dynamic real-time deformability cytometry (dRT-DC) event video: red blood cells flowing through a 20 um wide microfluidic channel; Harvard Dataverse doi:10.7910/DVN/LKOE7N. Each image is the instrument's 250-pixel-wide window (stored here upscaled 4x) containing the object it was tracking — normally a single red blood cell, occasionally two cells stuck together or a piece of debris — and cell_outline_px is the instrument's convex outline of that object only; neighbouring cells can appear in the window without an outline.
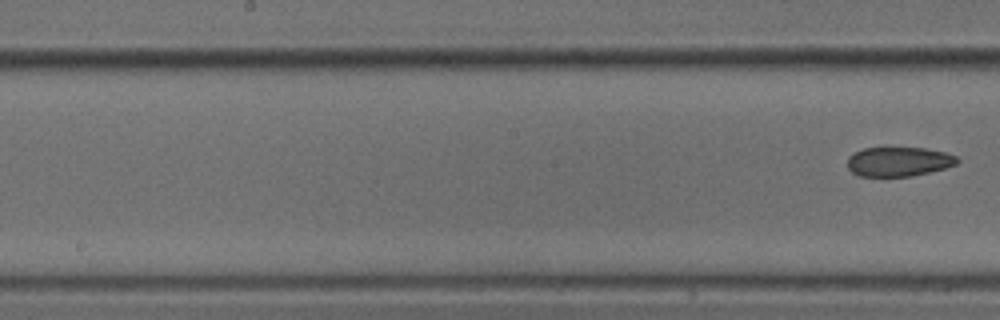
{"species": "common noctule bat (a hibernating species)", "species_latin": "Nyctalus noctula", "temperature_condition": "cold", "stored_images_in_passage": 6, "segment_of_instrument_passage": [2, 2], "camera_frame_rate_fps": 3000, "um_per_image_px": 0.085, "animal": {"sex": "male", "body_mass_g": 18.8}, "frame": {"image": 1, "passage_image": 6, "time_ms": 1.667, "image_size_px": [1000, 320], "cell_outline_px": [[960, 160], [956, 164], [944, 168], [912, 176], [860, 176], [852, 172], [848, 168], [848, 156], [864, 148], [924, 148], [944, 152], [956, 156]], "centroid_in_image_um": [76.38, 13.74], "position_along_channel_um": 171.8, "area_um2": 18.61}}